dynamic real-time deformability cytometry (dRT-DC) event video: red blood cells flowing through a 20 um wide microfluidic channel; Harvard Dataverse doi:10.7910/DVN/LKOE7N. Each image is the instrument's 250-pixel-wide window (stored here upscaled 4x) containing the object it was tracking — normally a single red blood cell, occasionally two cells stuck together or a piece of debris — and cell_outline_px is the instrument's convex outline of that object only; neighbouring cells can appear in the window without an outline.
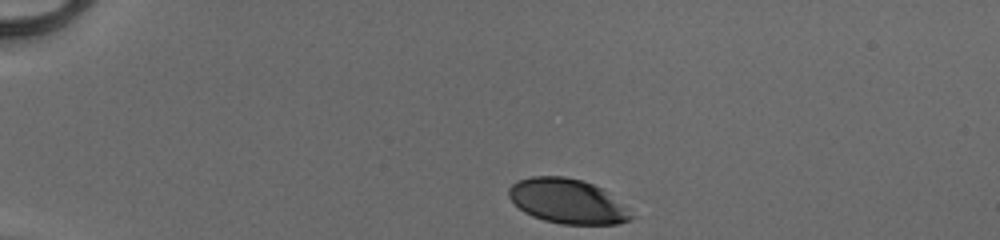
{"species": "human", "species_latin": "Homo sapiens", "temperature_condition": "cold", "stored_images_in_passage": 34, "camera_frame_rate_fps": 3000, "um_per_image_px": 0.085, "donor": {"sex": "male"}, "frame": {"image": 1, "passage_image": 1, "time_ms": 0.0, "image_size_px": [1000, 240], "cell_outline_px": [[636, 216], [632, 220], [616, 224], [560, 224], [544, 220], [532, 216], [524, 212], [508, 196], [508, 188], [516, 180], [532, 176], [564, 176], [584, 180], [600, 188]], "centroid_in_image_um": [48.2, 17.1], "position_along_channel_um": 36.8, "area_um2": 31.67}}
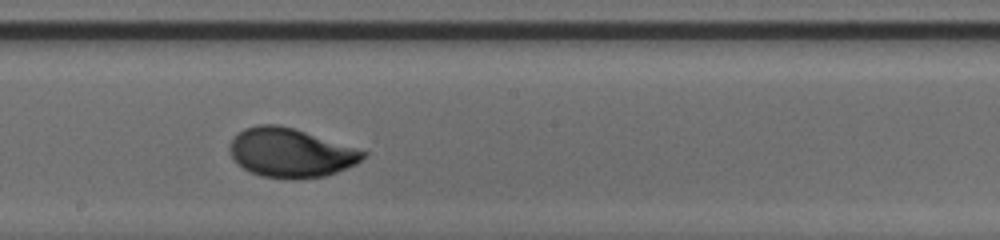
{"frame": {"image": 2, "passage_image": 20, "time_ms": 6.333, "image_size_px": [1000, 240], "cell_outline_px": [[368, 152], [356, 164], [328, 176], [296, 180], [284, 180], [264, 176], [252, 172], [244, 168], [232, 156], [228, 148], [232, 140], [244, 128], [256, 124], [276, 124], [292, 128]], "centroid_in_image_um": [24.7, 13.01], "position_along_channel_um": 223.5, "area_um2": 37.86}}
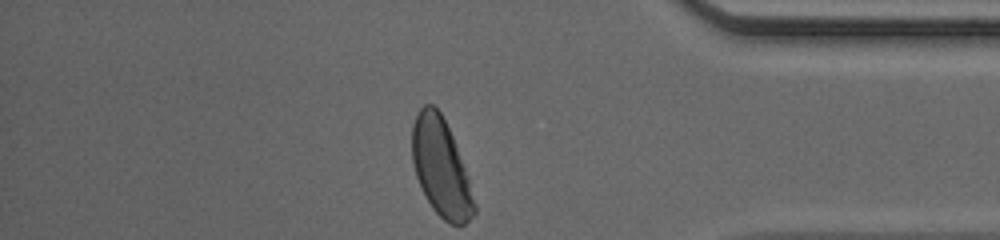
{"frame": {"image": 3, "passage_image": 34, "time_ms": 11.0, "image_size_px": [1000, 240], "cell_outline_px": [[476, 212], [464, 224], [448, 224], [432, 208], [416, 176], [412, 160], [412, 124], [420, 108], [424, 104], [432, 104], [440, 112], [452, 136], [468, 176], [476, 204]], "centroid_in_image_um": [37.48, 14.25], "position_along_channel_um": 397.7, "area_um2": 35.03}, "authors_computed_cell_mechanics": {"area_um2": 36.6452, "velocity_mm_per_s": 4.1078, "shape_relaxation_time_tau1_ms": 2.1493, "shape_relaxation_time_tau2_ms": null, "deformation_change_tau1": 0.1517, "deformation_change_tau2": null}}